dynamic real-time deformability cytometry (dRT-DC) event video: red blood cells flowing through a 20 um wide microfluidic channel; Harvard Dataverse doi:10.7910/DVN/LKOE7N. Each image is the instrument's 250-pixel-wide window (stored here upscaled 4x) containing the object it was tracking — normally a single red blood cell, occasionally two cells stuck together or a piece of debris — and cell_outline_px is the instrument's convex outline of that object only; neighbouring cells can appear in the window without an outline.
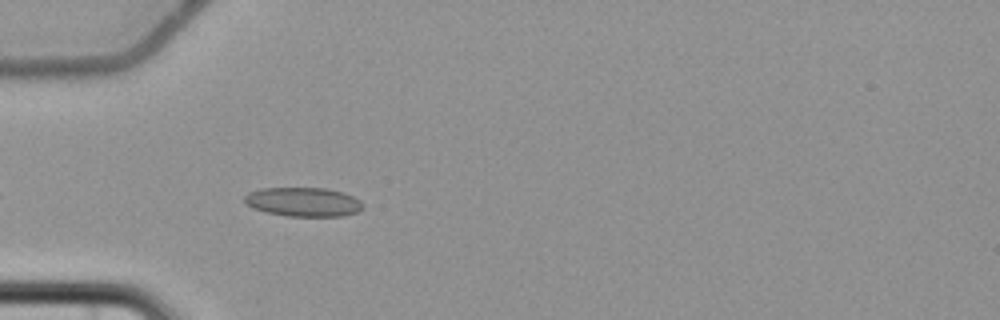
{"species": "common noctule bat (a hibernating species)", "species_latin": "Nyctalus noctula", "temperature_condition": "cold", "stored_images_in_passage": 5, "camera_frame_rate_fps": 3000, "um_per_image_px": 0.085, "animal": {"sex": "female", "body_mass_g": 22.7, "forearm_length_mm": 54.2}, "frame": {"image": 1, "passage_image": 5, "time_ms": 6.333, "image_size_px": [1000, 320], "cell_outline_px": [[364, 208], [356, 212], [344, 216], [288, 216], [264, 212], [252, 208], [244, 204], [244, 196], [248, 192], [260, 188], [328, 188], [344, 192], [360, 200], [364, 204]], "centroid_in_image_um": [25.76, 17.16], "position_along_channel_um": 59.2, "area_um2": 20.4}}